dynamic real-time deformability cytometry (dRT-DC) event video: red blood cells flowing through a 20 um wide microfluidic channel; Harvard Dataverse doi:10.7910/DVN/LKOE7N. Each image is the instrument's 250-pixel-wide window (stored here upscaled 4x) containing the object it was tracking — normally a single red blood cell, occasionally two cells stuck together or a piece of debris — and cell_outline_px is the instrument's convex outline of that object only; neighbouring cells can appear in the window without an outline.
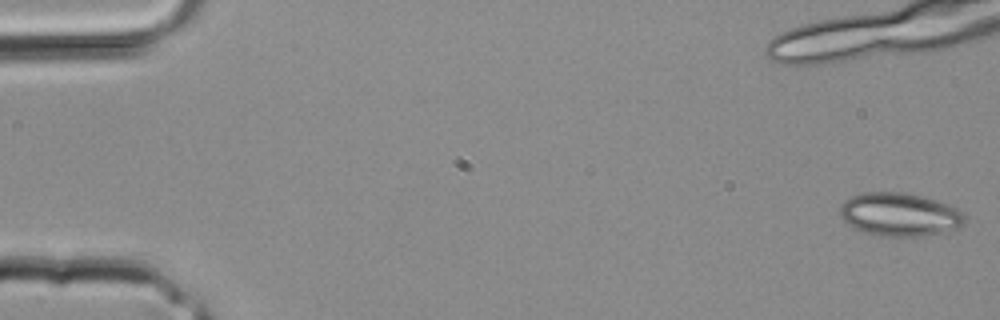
{"species": "common noctule bat (a hibernating species)", "species_latin": "Nyctalus noctula", "temperature_condition": "room temperature", "stored_images_in_passage": 4, "camera_frame_rate_fps": 3000, "um_per_image_px": 0.085, "animal": {"sex": "male", "body_mass_g": 20.4}, "frame": {"image": 1, "passage_image": 1, "time_ms": 0.0, "image_size_px": [1000, 320], "cell_outline_px": [[964, 224], [956, 228], [924, 236], [880, 236], [864, 232], [852, 228], [840, 216], [840, 204], [844, 200], [852, 196], [864, 192], [904, 192], [920, 196], [948, 204], [964, 212]], "centroid_in_image_um": [76.43, 18.23], "position_along_channel_um": 8.6, "area_um2": 31.44}}